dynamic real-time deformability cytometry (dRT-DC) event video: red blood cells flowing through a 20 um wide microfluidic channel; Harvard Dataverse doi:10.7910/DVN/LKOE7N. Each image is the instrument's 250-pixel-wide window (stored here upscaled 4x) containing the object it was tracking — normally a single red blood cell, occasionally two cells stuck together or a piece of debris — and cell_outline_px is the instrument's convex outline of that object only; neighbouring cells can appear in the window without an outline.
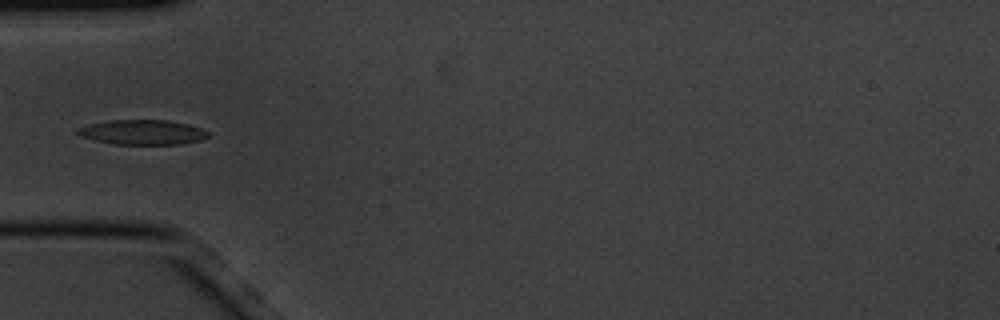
{"species": "common noctule bat (a hibernating species)", "species_latin": "Nyctalus noctula", "temperature_condition": "cold", "stored_images_in_passage": 7, "camera_frame_rate_fps": 3000, "um_per_image_px": 0.085, "animal": {"sex": "male", "body_mass_g": 20.1, "forearm_length_mm": 53.5}, "frame": {"image": 1, "passage_image": 6, "time_ms": 1.667, "image_size_px": [1000, 320], "cell_outline_px": [[208, 136], [200, 140], [180, 144], [112, 144], [80, 136], [76, 132], [76, 128], [88, 124], [108, 120], [168, 120], [188, 124], [200, 128], [208, 132]], "centroid_in_image_um": [12.07, 11.23], "position_along_channel_um": 72.9, "area_um2": 18.84}}
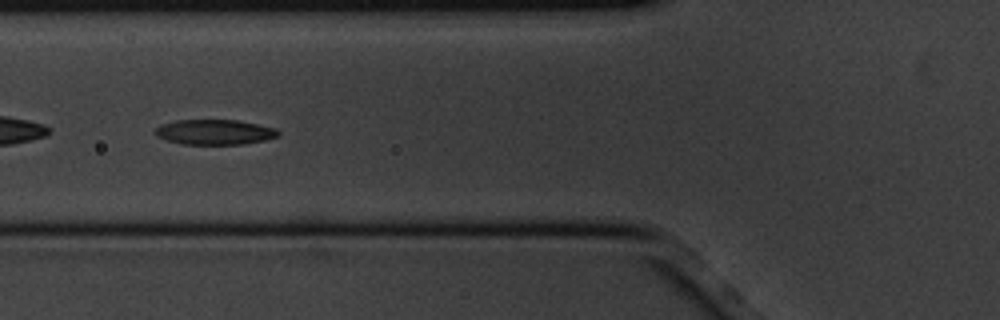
{"frame": {"image": 2, "passage_image": 7, "time_ms": 2.0, "image_size_px": [1000, 320], "cell_outline_px": [[280, 136], [264, 140], [244, 144], [184, 144], [168, 140], [156, 136], [152, 132], [160, 124], [176, 120], [240, 120], [276, 128], [280, 132]], "centroid_in_image_um": [18.25, 11.22], "position_along_channel_um": 107.5, "area_um2": 18.15}}